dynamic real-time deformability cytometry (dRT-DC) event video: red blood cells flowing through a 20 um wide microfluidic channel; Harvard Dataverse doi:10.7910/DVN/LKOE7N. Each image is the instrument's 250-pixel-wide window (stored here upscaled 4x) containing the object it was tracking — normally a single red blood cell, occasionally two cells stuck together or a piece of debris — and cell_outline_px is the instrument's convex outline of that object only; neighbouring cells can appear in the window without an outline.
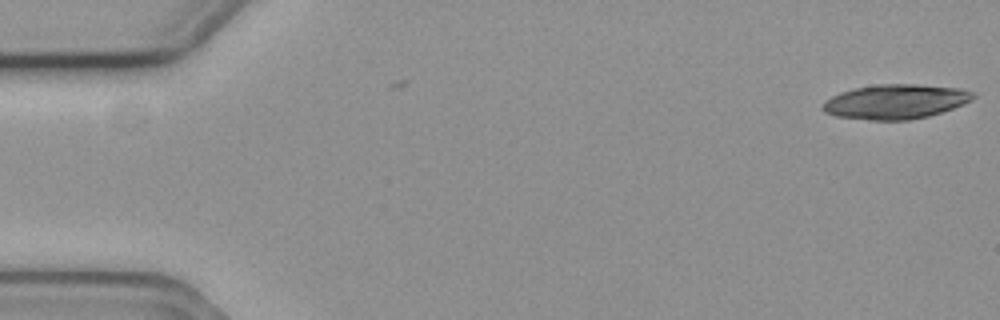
{"species": "common noctule bat (a hibernating species)", "species_latin": "Nyctalus noctula", "temperature_condition": "cold", "stored_images_in_passage": 6, "segment_of_instrument_passage": [1, 2], "camera_frame_rate_fps": 3000, "um_per_image_px": 0.085, "animal": {"sex": "female", "body_mass_g": 19.3, "forearm_length_mm": 54.1}, "frame": {"image": 1, "passage_image": 1, "time_ms": 0.0, "image_size_px": [1000, 320], "cell_outline_px": [[976, 96], [972, 100], [964, 104], [928, 116], [908, 120], [868, 120], [836, 116], [824, 112], [820, 108], [824, 100], [840, 92], [852, 88], [880, 84], [916, 84], [960, 88], [976, 92]], "centroid_in_image_um": [76.1, 8.63], "position_along_channel_um": 8.9, "area_um2": 30.52}}